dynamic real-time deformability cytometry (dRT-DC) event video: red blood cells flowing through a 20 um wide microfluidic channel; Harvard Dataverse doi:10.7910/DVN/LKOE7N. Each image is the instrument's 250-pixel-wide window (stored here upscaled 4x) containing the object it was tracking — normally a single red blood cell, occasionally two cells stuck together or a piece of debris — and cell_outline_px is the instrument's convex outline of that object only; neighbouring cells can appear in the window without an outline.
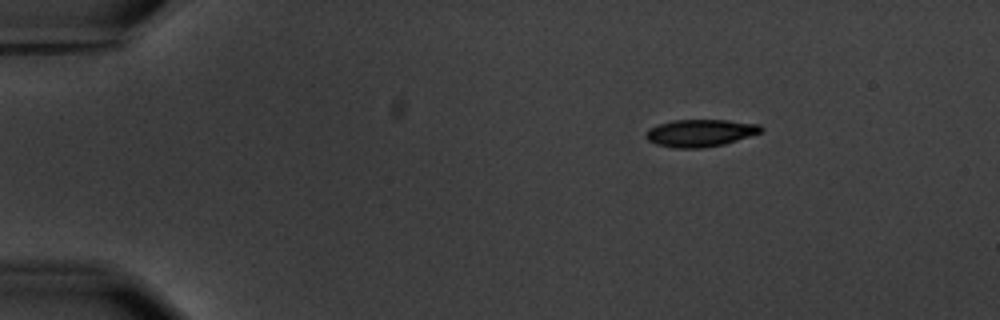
{"species": "common noctule bat (a hibernating species)", "species_latin": "Nyctalus noctula", "temperature_condition": "warm", "stored_images_in_passage": 3, "camera_frame_rate_fps": 3000, "um_per_image_px": 0.085, "animal": {"sex": "male", "body_mass_g": 20.1, "forearm_length_mm": 53.5}, "frame": {"image": 1, "passage_image": 1, "time_ms": 0.0, "image_size_px": [1000, 320], "cell_outline_px": [[764, 128], [760, 132], [724, 144], [704, 148], [676, 148], [656, 144], [648, 140], [648, 128], [672, 120], [728, 120], [760, 124]], "centroid_in_image_um": [59.54, 11.3], "position_along_channel_um": 25.5, "area_um2": 18.09}}